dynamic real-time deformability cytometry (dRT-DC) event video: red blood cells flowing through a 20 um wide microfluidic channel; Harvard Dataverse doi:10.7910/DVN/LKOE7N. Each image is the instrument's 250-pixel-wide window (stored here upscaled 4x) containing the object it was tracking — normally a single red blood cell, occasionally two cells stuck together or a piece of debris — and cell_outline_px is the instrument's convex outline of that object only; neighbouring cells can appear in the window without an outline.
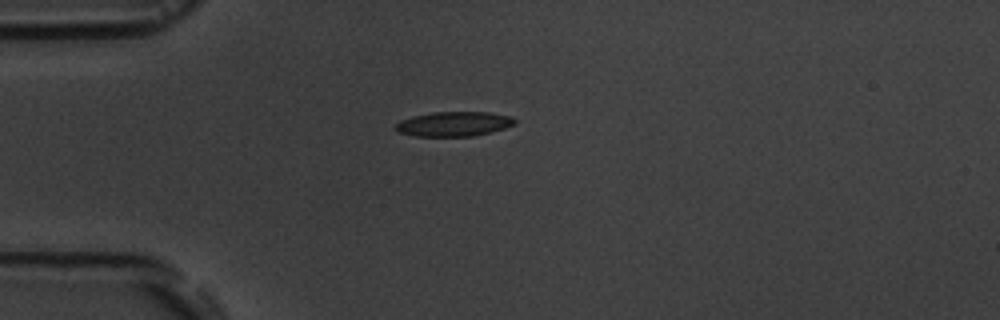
{"species": "common noctule bat (a hibernating species)", "species_latin": "Nyctalus noctula", "temperature_condition": "room temperature", "stored_images_in_passage": 8, "camera_frame_rate_fps": 3000, "um_per_image_px": 0.085, "animal": {"sex": "male", "body_mass_g": 19.5, "forearm_length_mm": 54.6}, "frame": {"image": 1, "passage_image": 1, "time_ms": 0.0, "image_size_px": [1000, 320], "cell_outline_px": [[516, 124], [504, 128], [472, 136], [416, 136], [396, 132], [392, 128], [400, 120], [412, 116], [432, 112], [488, 112], [512, 116], [516, 120]], "centroid_in_image_um": [38.53, 10.53], "position_along_channel_um": 46.5, "area_um2": 17.22}}
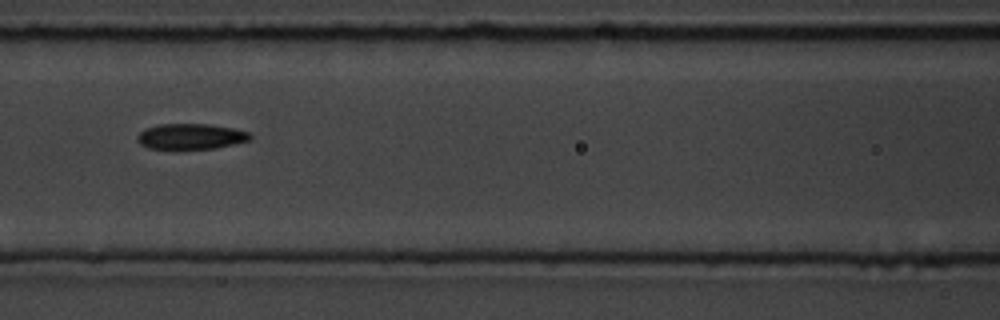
{"frame": {"image": 2, "passage_image": 4, "time_ms": 3.333, "image_size_px": [1000, 320], "cell_outline_px": [[252, 140], [216, 148], [148, 148], [140, 144], [136, 140], [136, 136], [144, 128], [160, 124], [208, 124], [232, 128], [248, 132], [252, 136]], "centroid_in_image_um": [16.21, 11.59], "position_along_channel_um": 150.4, "area_um2": 16.76}}
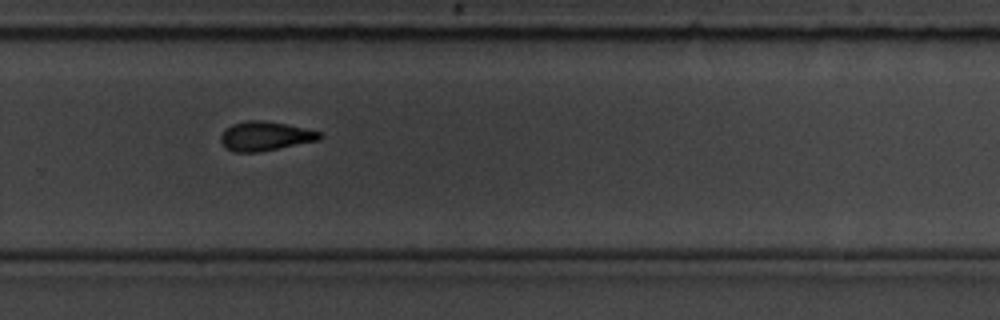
{"frame": {"image": 3, "passage_image": 8, "time_ms": 7.667, "image_size_px": [1000, 320], "cell_outline_px": [[324, 136], [320, 140], [260, 152], [232, 152], [220, 140], [220, 136], [232, 124], [248, 120], [260, 120], [284, 124], [304, 128], [320, 132]], "centroid_in_image_um": [22.57, 11.58], "position_along_channel_um": 307.2, "area_um2": 16.65}}